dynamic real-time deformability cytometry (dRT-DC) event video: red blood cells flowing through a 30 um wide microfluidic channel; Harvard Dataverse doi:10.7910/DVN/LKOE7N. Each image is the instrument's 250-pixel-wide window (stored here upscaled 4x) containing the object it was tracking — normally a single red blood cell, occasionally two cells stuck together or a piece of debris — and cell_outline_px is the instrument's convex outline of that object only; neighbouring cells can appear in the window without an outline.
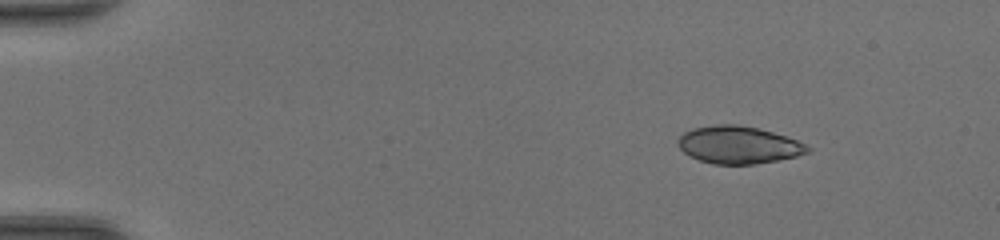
{"species": "common noctule bat (a hibernating species)", "species_latin": "Nyctalus noctula", "temperature_condition": "room temperature", "stored_images_in_passage": 42, "camera_frame_rate_fps": 3000, "um_per_image_px": 0.085, "animal": {"sex": "female", "body_mass_g": 20.0, "forearm_length_mm": 54.0}, "frame": {"image": 1, "passage_image": 1, "time_ms": 0.0, "image_size_px": [1000, 240], "cell_outline_px": [[812, 148], [808, 152], [796, 156], [756, 164], [712, 164], [700, 160], [684, 152], [680, 148], [676, 140], [684, 132], [692, 128], [720, 124], [736, 124], [756, 128], [772, 132], [796, 140]], "centroid_in_image_um": [62.74, 12.31], "position_along_channel_um": 22.3, "area_um2": 27.98}}